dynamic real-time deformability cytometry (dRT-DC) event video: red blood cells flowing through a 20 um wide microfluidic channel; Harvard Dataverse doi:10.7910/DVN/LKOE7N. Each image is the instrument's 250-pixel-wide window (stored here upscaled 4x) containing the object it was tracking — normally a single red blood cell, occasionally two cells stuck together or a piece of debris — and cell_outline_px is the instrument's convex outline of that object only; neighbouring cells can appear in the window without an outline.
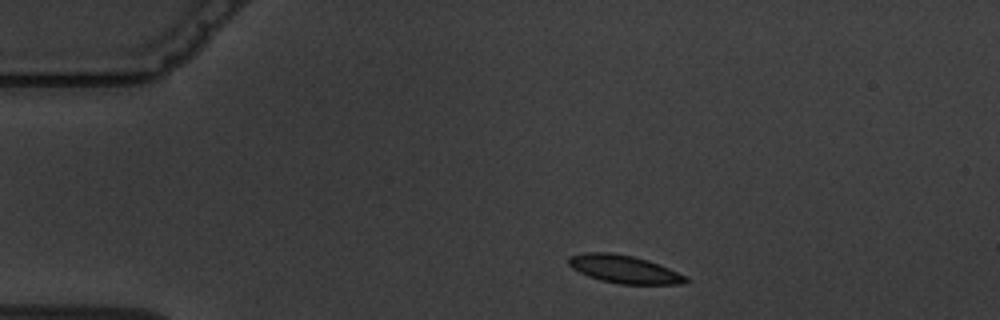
{"species": "common noctule bat (a hibernating species)", "species_latin": "Nyctalus noctula", "temperature_condition": "warm", "stored_images_in_passage": 2, "camera_frame_rate_fps": 3000, "um_per_image_px": 0.085, "animal": {"sex": "male", "body_mass_g": 19.5, "forearm_length_mm": 54.6}, "frame": {"image": 1, "passage_image": 1, "time_ms": 0.0, "image_size_px": [1000, 320], "cell_outline_px": [[688, 280], [684, 284], [620, 284], [600, 280], [588, 276], [572, 268], [568, 264], [568, 256], [584, 252], [608, 252], [632, 256], [648, 260], [668, 268], [684, 276]], "centroid_in_image_um": [52.99, 22.88], "position_along_channel_um": 32.0, "area_um2": 18.9}}